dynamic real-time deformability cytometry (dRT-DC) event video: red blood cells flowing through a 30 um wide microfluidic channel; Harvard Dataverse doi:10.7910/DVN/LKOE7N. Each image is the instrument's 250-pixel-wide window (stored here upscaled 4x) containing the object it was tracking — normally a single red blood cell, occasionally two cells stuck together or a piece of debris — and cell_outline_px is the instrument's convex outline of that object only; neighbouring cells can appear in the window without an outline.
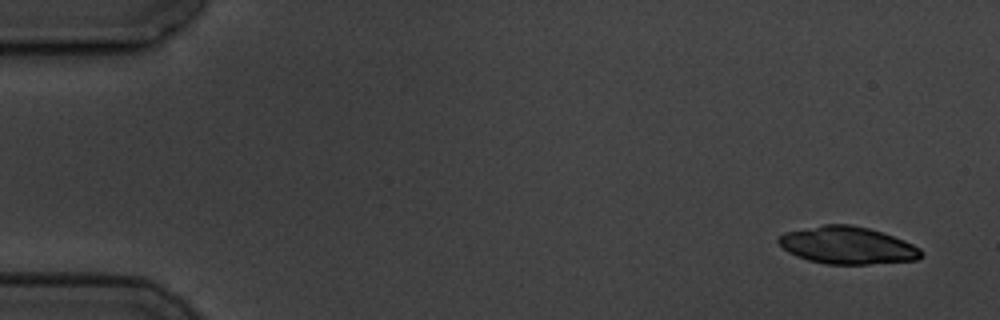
{"species": "common noctule bat (a hibernating species)", "species_latin": "Nyctalus noctula", "temperature_condition": "cold", "stored_images_in_passage": 5, "camera_frame_rate_fps": 3000, "um_per_image_px": 0.085, "animal": {"sex": "male", "body_mass_g": 19.5, "forearm_length_mm": 54.6}, "frame": {"image": 1, "passage_image": 1, "time_ms": 0.0, "image_size_px": [1000, 320], "cell_outline_px": [[924, 252], [916, 260], [868, 264], [828, 264], [808, 260], [796, 256], [788, 252], [776, 240], [776, 236], [784, 232], [824, 224], [852, 224], [868, 228], [904, 240], [920, 248]], "centroid_in_image_um": [71.99, 20.85], "position_along_channel_um": 13.0, "area_um2": 31.04}}